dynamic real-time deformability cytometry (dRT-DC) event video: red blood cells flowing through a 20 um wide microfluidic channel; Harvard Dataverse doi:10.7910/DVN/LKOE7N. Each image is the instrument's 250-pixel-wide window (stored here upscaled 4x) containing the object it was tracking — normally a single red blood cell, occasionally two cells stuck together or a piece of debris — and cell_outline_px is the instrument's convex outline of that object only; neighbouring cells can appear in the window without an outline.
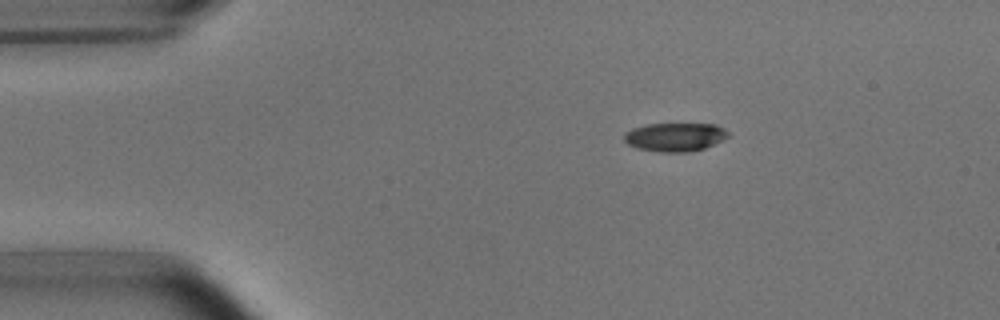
{"species": "common noctule bat (a hibernating species)", "species_latin": "Nyctalus noctula", "temperature_condition": "room temperature", "stored_images_in_passage": 3, "camera_frame_rate_fps": 3000, "um_per_image_px": 0.085, "animal": {"sex": "male", "body_mass_g": 15.6}, "frame": {"image": 1, "passage_image": 1, "time_ms": 0.0, "image_size_px": [1000, 320], "cell_outline_px": [[732, 136], [724, 140], [704, 148], [688, 152], [660, 152], [636, 148], [628, 144], [624, 140], [624, 132], [632, 128], [648, 124], [716, 124], [724, 128]], "centroid_in_image_um": [57.4, 11.64], "position_along_channel_um": 27.6, "area_um2": 17.51}}